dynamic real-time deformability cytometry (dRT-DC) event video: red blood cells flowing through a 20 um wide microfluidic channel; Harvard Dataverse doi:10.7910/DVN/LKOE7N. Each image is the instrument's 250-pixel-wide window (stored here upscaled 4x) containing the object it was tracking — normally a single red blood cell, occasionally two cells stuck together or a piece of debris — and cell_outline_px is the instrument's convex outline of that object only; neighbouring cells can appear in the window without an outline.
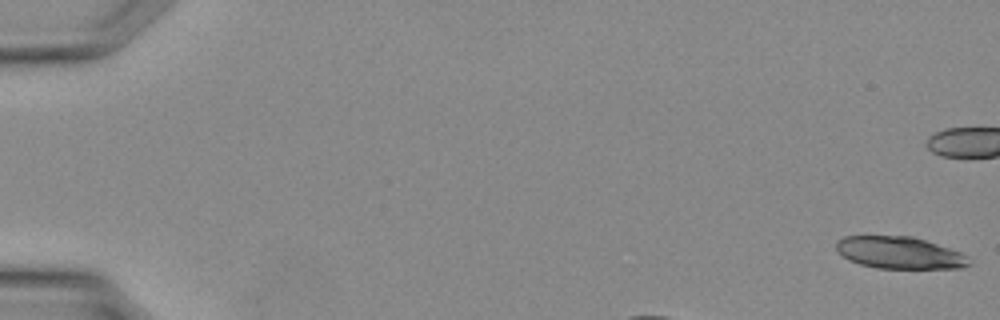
{"species": "Egyptian fruit bat (a non-hibernating species)", "species_latin": "Rousettus aegyptiacus", "temperature_condition": "warm", "stored_images_in_passage": 9, "camera_frame_rate_fps": 3000, "um_per_image_px": 0.085, "animal": {"sex": "female"}, "frame": {"image": 1, "passage_image": 1, "time_ms": 0.0, "image_size_px": [1000, 320], "cell_outline_px": [[972, 264], [964, 268], [876, 268], [860, 264], [848, 260], [836, 252], [836, 240], [844, 236], [912, 236], [960, 252]], "centroid_in_image_um": [76.39, 21.48], "position_along_channel_um": 8.6, "area_um2": 24.74}}